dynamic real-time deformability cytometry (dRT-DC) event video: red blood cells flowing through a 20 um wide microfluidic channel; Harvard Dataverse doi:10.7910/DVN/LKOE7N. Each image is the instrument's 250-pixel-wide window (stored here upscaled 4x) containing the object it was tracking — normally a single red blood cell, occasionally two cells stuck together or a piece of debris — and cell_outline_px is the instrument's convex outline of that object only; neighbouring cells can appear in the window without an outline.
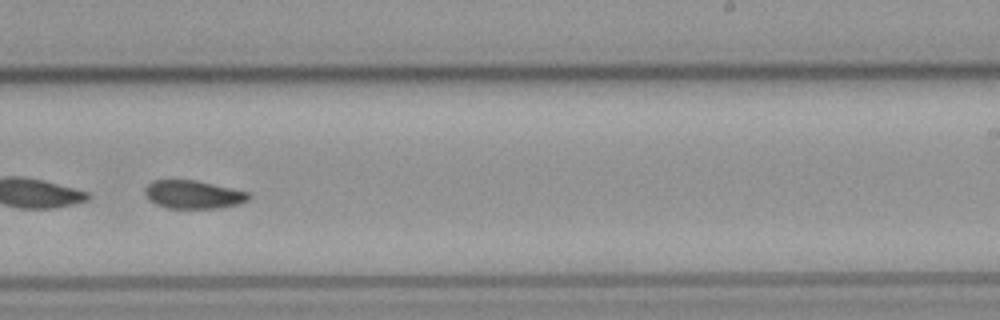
{"species": "common noctule bat (a hibernating species)", "species_latin": "Nyctalus noctula", "temperature_condition": "cold", "stored_images_in_passage": 39, "camera_frame_rate_fps": 3000, "um_per_image_px": 0.085, "animal": {"sex": "male", "body_mass_g": 23.1, "forearm_length_mm": 52.7}, "frame": {"image": 1, "passage_image": 28, "time_ms": 9.0, "image_size_px": [1000, 320], "cell_outline_px": [[252, 196], [248, 200], [240, 204], [220, 208], [168, 208], [156, 204], [148, 200], [144, 192], [144, 188], [152, 180], [196, 180], [248, 192]], "centroid_in_image_um": [16.42, 16.54], "position_along_channel_um": 272.6, "area_um2": 17.17}, "authors_computed_cell_mechanics": {"area_um2": 17.9758, "velocity_mm_per_s": 3.782, "shape_relaxation_time_tau1_ms": 4.6363, "shape_relaxation_time_tau2_ms": 4.3945, "deformation_change_tau1": 0.1131, "deformation_change_tau2": 0.0874}}